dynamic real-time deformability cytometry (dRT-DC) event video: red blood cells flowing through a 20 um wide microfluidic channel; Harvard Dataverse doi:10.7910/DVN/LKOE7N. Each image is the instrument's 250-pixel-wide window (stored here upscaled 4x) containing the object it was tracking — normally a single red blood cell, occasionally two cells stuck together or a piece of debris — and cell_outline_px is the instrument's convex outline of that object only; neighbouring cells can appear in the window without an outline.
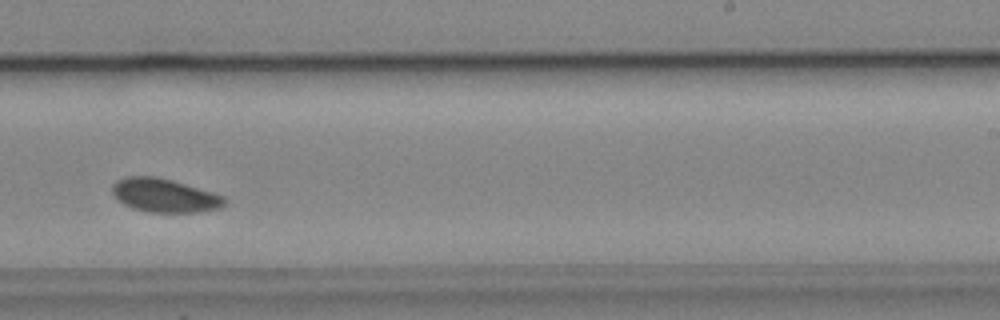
{"species": "common noctule bat (a hibernating species)", "species_latin": "Nyctalus noctula", "temperature_condition": "cold", "stored_images_in_passage": 48, "camera_frame_rate_fps": 3000, "um_per_image_px": 0.085, "animal": {"sex": "male", "body_mass_g": 19.2, "forearm_length_mm": 51.8}, "frame": {"image": 1, "passage_image": 28, "time_ms": 9.0, "image_size_px": [1000, 320], "cell_outline_px": [[216, 200], [212, 204], [140, 204], [128, 200], [120, 192], [120, 188], [124, 184], [136, 180], [156, 180], [172, 184], [208, 196]], "centroid_in_image_um": [13.75, 16.46], "position_along_channel_um": 275.2, "area_um2": 11.73}}